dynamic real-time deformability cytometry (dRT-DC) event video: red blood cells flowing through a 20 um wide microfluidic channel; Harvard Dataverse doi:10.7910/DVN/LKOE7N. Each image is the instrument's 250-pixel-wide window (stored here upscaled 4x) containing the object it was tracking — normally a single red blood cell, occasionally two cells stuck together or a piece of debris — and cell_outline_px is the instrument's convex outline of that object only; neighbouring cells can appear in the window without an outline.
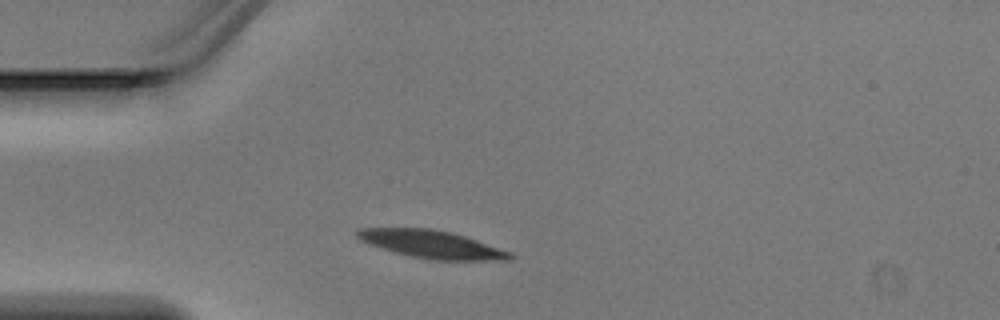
{"species": "Egyptian fruit bat (a non-hibernating species)", "species_latin": "Rousettus aegyptiacus", "temperature_condition": "warm", "stored_images_in_passage": 1, "camera_frame_rate_fps": 3000, "um_per_image_px": 0.085, "animal": {"sex": "male"}, "frame": {"image": 1, "passage_image": 1, "time_ms": 0.0, "image_size_px": [1000, 320], "cell_outline_px": [[512, 260], [432, 260], [412, 256], [380, 248], [360, 240], [356, 236], [356, 232], [360, 228], [432, 228], [452, 232], [476, 240], [508, 252], [512, 256]], "centroid_in_image_um": [36.64, 20.75], "position_along_channel_um": 48.4, "area_um2": 24.33}}